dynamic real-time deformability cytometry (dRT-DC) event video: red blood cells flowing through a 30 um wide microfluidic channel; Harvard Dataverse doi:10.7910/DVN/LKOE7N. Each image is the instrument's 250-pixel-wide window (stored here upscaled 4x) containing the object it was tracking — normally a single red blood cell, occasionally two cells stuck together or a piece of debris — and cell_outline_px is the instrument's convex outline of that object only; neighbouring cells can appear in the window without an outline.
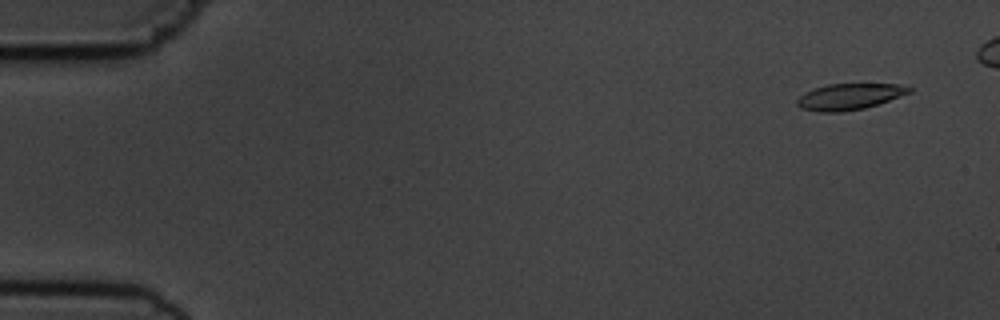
{"species": "common noctule bat (a hibernating species)", "species_latin": "Nyctalus noctula", "temperature_condition": "cold", "stored_images_in_passage": 6, "camera_frame_rate_fps": 3000, "um_per_image_px": 0.085, "animal": {"sex": "male", "body_mass_g": 19.5, "forearm_length_mm": 54.6}, "frame": {"image": 1, "passage_image": 1, "time_ms": 0.0, "image_size_px": [1000, 320], "cell_outline_px": [[912, 92], [880, 104], [864, 108], [840, 112], [820, 112], [800, 108], [796, 104], [796, 100], [804, 92], [828, 84], [896, 84], [912, 88]], "centroid_in_image_um": [72.2, 8.22], "position_along_channel_um": 12.8, "area_um2": 17.11}}